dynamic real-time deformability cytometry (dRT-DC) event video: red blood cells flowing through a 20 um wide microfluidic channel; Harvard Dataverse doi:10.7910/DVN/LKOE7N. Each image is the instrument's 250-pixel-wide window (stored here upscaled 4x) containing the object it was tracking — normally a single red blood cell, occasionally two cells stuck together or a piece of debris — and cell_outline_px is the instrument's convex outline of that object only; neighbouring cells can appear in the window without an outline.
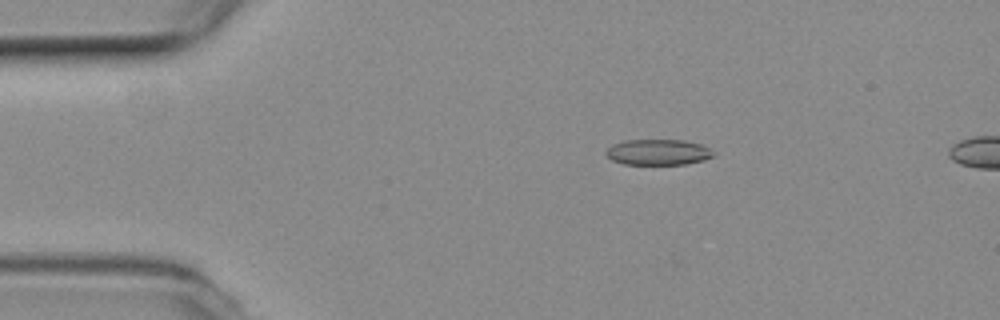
{"species": "common noctule bat (a hibernating species)", "species_latin": "Nyctalus noctula", "temperature_condition": "room temperature", "stored_images_in_passage": 50, "camera_frame_rate_fps": 3000, "um_per_image_px": 0.085, "animal": {"sex": "female", "body_mass_g": 19.3, "forearm_length_mm": 54.1}, "frame": {"image": 1, "passage_image": 7, "time_ms": 2.0, "image_size_px": [1000, 320], "cell_outline_px": [[716, 152], [712, 156], [704, 160], [684, 164], [624, 164], [612, 160], [604, 152], [612, 144], [624, 140], [684, 140], [700, 144]], "centroid_in_image_um": [55.93, 12.93], "position_along_channel_um": 29.1, "area_um2": 16.07}}
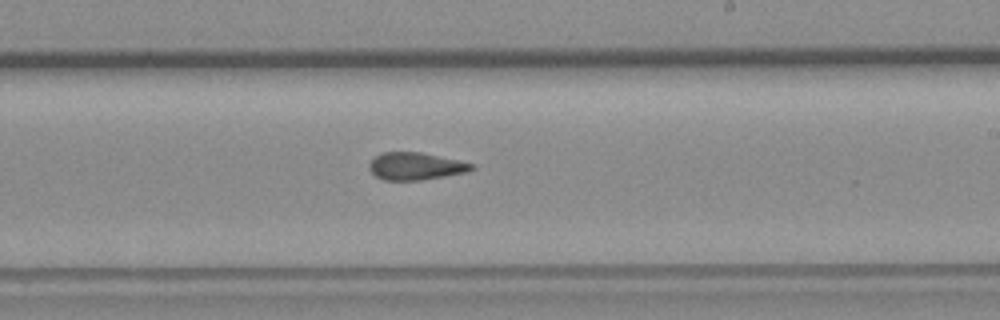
{"frame": {"image": 2, "passage_image": 29, "time_ms": 9.333, "image_size_px": [1000, 320], "cell_outline_px": [[476, 168], [468, 172], [420, 180], [384, 180], [376, 176], [368, 168], [368, 164], [380, 152], [420, 152], [476, 164]], "centroid_in_image_um": [35.34, 14.12], "position_along_channel_um": 253.7, "area_um2": 16.36}}
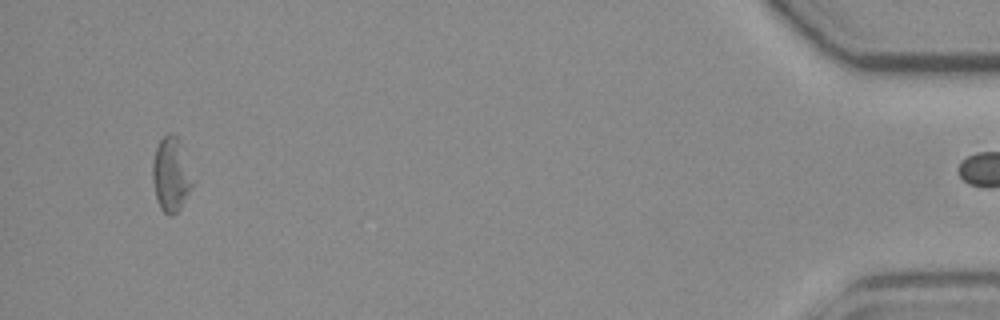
{"frame": {"image": 3, "passage_image": 49, "time_ms": 16.0, "image_size_px": [1000, 320], "cell_outline_px": [[196, 180], [192, 188], [180, 208], [172, 216], [168, 216], [160, 208], [156, 196], [152, 180], [152, 164], [156, 148], [160, 140], [168, 132], [176, 136], [180, 140]], "centroid_in_image_um": [14.58, 14.83], "position_along_channel_um": 420.6, "area_um2": 17.74}, "authors_computed_cell_mechanics": {"area_um2": 16.8776, "velocity_mm_per_s": 3.7744, "shape_relaxation_time_tau1_ms": 8.941, "shape_relaxation_time_tau2_ms": 2.8289, "deformation_change_tau1": 0.1713, "deformation_change_tau2": 0.119}}